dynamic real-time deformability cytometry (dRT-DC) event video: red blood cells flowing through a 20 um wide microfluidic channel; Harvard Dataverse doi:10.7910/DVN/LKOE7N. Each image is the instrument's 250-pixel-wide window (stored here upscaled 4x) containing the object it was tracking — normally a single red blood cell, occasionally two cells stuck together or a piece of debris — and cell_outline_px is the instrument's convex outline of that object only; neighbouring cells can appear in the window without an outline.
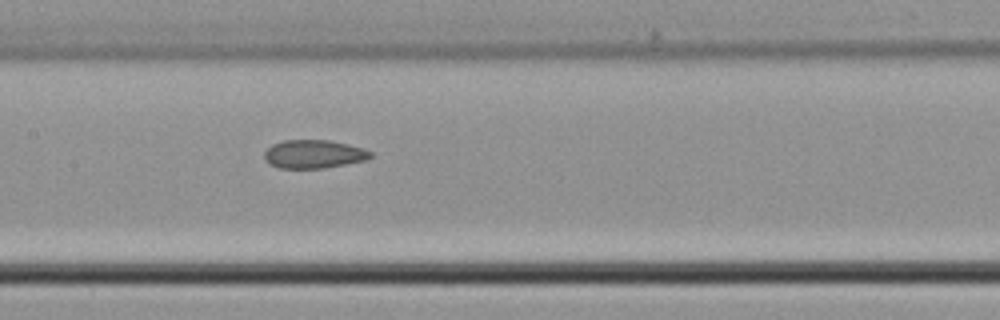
{"species": "common noctule bat (a hibernating species)", "species_latin": "Nyctalus noctula", "temperature_condition": "cold", "stored_images_in_passage": 6, "camera_frame_rate_fps": 3000, "um_per_image_px": 0.085, "animal": {"sex": "male", "body_mass_g": 21.5, "forearm_length_mm": 52.0}, "frame": {"image": 1, "passage_image": 6, "time_ms": 1.667, "image_size_px": [1000, 320], "cell_outline_px": [[372, 156], [364, 160], [324, 168], [280, 168], [268, 164], [264, 160], [264, 152], [272, 144], [284, 140], [328, 140], [348, 144], [364, 148], [372, 152]], "centroid_in_image_um": [26.63, 13.09], "position_along_channel_um": 180.8, "area_um2": 17.57}}